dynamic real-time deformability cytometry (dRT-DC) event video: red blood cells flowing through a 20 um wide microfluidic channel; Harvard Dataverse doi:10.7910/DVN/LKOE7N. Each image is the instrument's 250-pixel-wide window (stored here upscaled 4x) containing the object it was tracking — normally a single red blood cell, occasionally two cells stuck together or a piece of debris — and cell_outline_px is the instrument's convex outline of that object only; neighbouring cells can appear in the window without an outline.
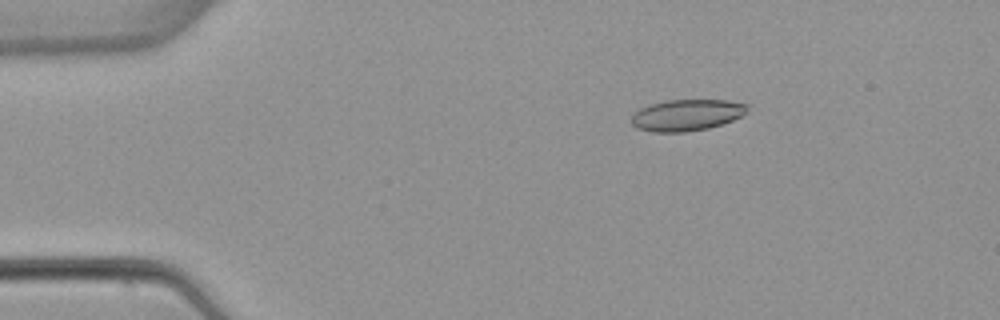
{"species": "common noctule bat (a hibernating species)", "species_latin": "Nyctalus noctula", "temperature_condition": "warm", "stored_images_in_passage": 5, "camera_frame_rate_fps": 3000, "um_per_image_px": 0.085, "animal": {"sex": "female", "body_mass_g": 22.7, "forearm_length_mm": 54.2}, "frame": {"image": 1, "passage_image": 3, "time_ms": 2.667, "image_size_px": [1000, 320], "cell_outline_px": [[748, 112], [732, 120], [708, 128], [684, 132], [652, 132], [636, 128], [632, 124], [632, 116], [640, 108], [648, 104], [668, 100], [728, 100], [748, 104]], "centroid_in_image_um": [58.36, 9.77], "position_along_channel_um": 26.6, "area_um2": 21.21}}